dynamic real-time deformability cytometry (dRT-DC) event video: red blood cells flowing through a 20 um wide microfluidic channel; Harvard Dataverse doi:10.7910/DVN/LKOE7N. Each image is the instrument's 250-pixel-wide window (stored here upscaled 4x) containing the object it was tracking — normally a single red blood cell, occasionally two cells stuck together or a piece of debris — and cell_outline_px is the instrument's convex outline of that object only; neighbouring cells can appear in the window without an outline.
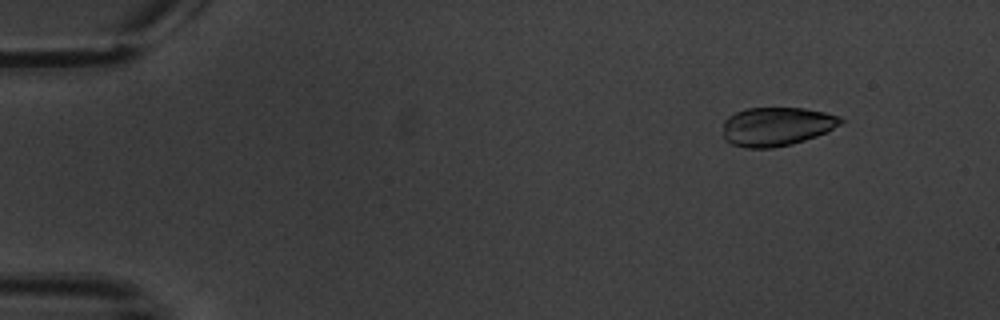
{"species": "common noctule bat (a hibernating species)", "species_latin": "Nyctalus noctula", "temperature_condition": "warm", "stored_images_in_passage": 4, "camera_frame_rate_fps": 3000, "um_per_image_px": 0.085, "animal": {"sex": "male", "body_mass_g": 20.1, "forearm_length_mm": 53.5}, "frame": {"image": 1, "passage_image": 2, "time_ms": 1.333, "image_size_px": [1000, 320], "cell_outline_px": [[844, 120], [840, 124], [828, 132], [792, 144], [772, 148], [744, 148], [732, 144], [724, 140], [724, 120], [728, 116], [736, 112], [748, 108], [804, 108], [824, 112], [840, 116]], "centroid_in_image_um": [66.01, 10.75], "position_along_channel_um": 19.0, "area_um2": 26.7}}
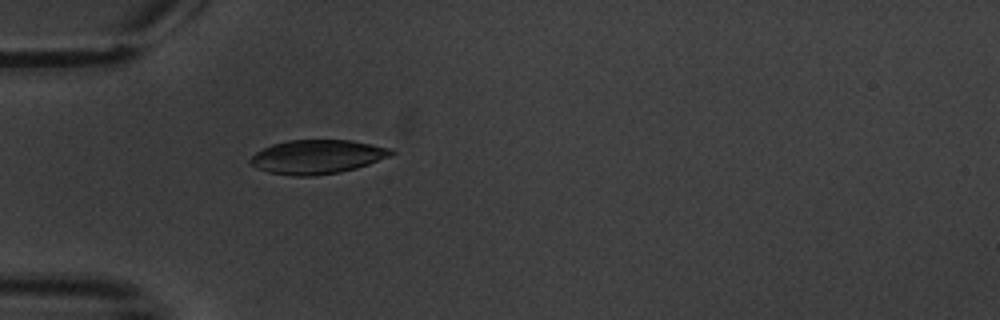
{"frame": {"image": 2, "passage_image": 4, "time_ms": 5.333, "image_size_px": [1000, 320], "cell_outline_px": [[396, 152], [388, 156], [368, 164], [356, 168], [340, 172], [312, 176], [292, 176], [268, 172], [256, 168], [248, 164], [248, 160], [256, 152], [272, 144], [288, 140], [352, 140], [392, 148]], "centroid_in_image_um": [26.93, 13.33], "position_along_channel_um": 58.1, "area_um2": 27.98}}